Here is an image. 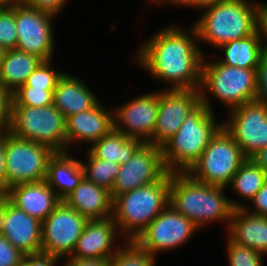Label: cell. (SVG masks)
<instances>
[{
    "instance_id": "obj_45",
    "label": "cell",
    "mask_w": 267,
    "mask_h": 266,
    "mask_svg": "<svg viewBox=\"0 0 267 266\" xmlns=\"http://www.w3.org/2000/svg\"><path fill=\"white\" fill-rule=\"evenodd\" d=\"M11 204L10 199L4 193H0V233L3 230V224Z\"/></svg>"
},
{
    "instance_id": "obj_33",
    "label": "cell",
    "mask_w": 267,
    "mask_h": 266,
    "mask_svg": "<svg viewBox=\"0 0 267 266\" xmlns=\"http://www.w3.org/2000/svg\"><path fill=\"white\" fill-rule=\"evenodd\" d=\"M54 90L19 87L12 93L11 106L46 107L53 104Z\"/></svg>"
},
{
    "instance_id": "obj_18",
    "label": "cell",
    "mask_w": 267,
    "mask_h": 266,
    "mask_svg": "<svg viewBox=\"0 0 267 266\" xmlns=\"http://www.w3.org/2000/svg\"><path fill=\"white\" fill-rule=\"evenodd\" d=\"M123 241L125 240L112 217L88 220L73 253L67 258L110 260Z\"/></svg>"
},
{
    "instance_id": "obj_9",
    "label": "cell",
    "mask_w": 267,
    "mask_h": 266,
    "mask_svg": "<svg viewBox=\"0 0 267 266\" xmlns=\"http://www.w3.org/2000/svg\"><path fill=\"white\" fill-rule=\"evenodd\" d=\"M55 153L47 146L5 132L6 191L14 185L45 180Z\"/></svg>"
},
{
    "instance_id": "obj_11",
    "label": "cell",
    "mask_w": 267,
    "mask_h": 266,
    "mask_svg": "<svg viewBox=\"0 0 267 266\" xmlns=\"http://www.w3.org/2000/svg\"><path fill=\"white\" fill-rule=\"evenodd\" d=\"M200 229L171 205L165 208L136 241L152 256L159 259V254L174 252L188 245Z\"/></svg>"
},
{
    "instance_id": "obj_22",
    "label": "cell",
    "mask_w": 267,
    "mask_h": 266,
    "mask_svg": "<svg viewBox=\"0 0 267 266\" xmlns=\"http://www.w3.org/2000/svg\"><path fill=\"white\" fill-rule=\"evenodd\" d=\"M62 201L88 220L112 217L113 199L111 192L92 183L85 177Z\"/></svg>"
},
{
    "instance_id": "obj_8",
    "label": "cell",
    "mask_w": 267,
    "mask_h": 266,
    "mask_svg": "<svg viewBox=\"0 0 267 266\" xmlns=\"http://www.w3.org/2000/svg\"><path fill=\"white\" fill-rule=\"evenodd\" d=\"M246 159L240 146L223 126L187 173L198 182L227 188Z\"/></svg>"
},
{
    "instance_id": "obj_12",
    "label": "cell",
    "mask_w": 267,
    "mask_h": 266,
    "mask_svg": "<svg viewBox=\"0 0 267 266\" xmlns=\"http://www.w3.org/2000/svg\"><path fill=\"white\" fill-rule=\"evenodd\" d=\"M136 96L120 105H113L114 129L129 138L154 144V130L159 108V89Z\"/></svg>"
},
{
    "instance_id": "obj_37",
    "label": "cell",
    "mask_w": 267,
    "mask_h": 266,
    "mask_svg": "<svg viewBox=\"0 0 267 266\" xmlns=\"http://www.w3.org/2000/svg\"><path fill=\"white\" fill-rule=\"evenodd\" d=\"M12 93L0 83V133L9 131Z\"/></svg>"
},
{
    "instance_id": "obj_36",
    "label": "cell",
    "mask_w": 267,
    "mask_h": 266,
    "mask_svg": "<svg viewBox=\"0 0 267 266\" xmlns=\"http://www.w3.org/2000/svg\"><path fill=\"white\" fill-rule=\"evenodd\" d=\"M23 257L24 254L0 233V266H16Z\"/></svg>"
},
{
    "instance_id": "obj_17",
    "label": "cell",
    "mask_w": 267,
    "mask_h": 266,
    "mask_svg": "<svg viewBox=\"0 0 267 266\" xmlns=\"http://www.w3.org/2000/svg\"><path fill=\"white\" fill-rule=\"evenodd\" d=\"M102 102L103 100L99 101L92 109L66 118L67 152L74 149L77 154V150L81 151V144L83 148L86 144L88 149V146L90 147L114 128L113 108L108 105L106 107Z\"/></svg>"
},
{
    "instance_id": "obj_29",
    "label": "cell",
    "mask_w": 267,
    "mask_h": 266,
    "mask_svg": "<svg viewBox=\"0 0 267 266\" xmlns=\"http://www.w3.org/2000/svg\"><path fill=\"white\" fill-rule=\"evenodd\" d=\"M85 150V156L80 159L84 177L92 183L111 191L121 165L98 159L88 149Z\"/></svg>"
},
{
    "instance_id": "obj_15",
    "label": "cell",
    "mask_w": 267,
    "mask_h": 266,
    "mask_svg": "<svg viewBox=\"0 0 267 266\" xmlns=\"http://www.w3.org/2000/svg\"><path fill=\"white\" fill-rule=\"evenodd\" d=\"M167 172L160 146L143 143L135 154L120 166L111 197L157 182Z\"/></svg>"
},
{
    "instance_id": "obj_7",
    "label": "cell",
    "mask_w": 267,
    "mask_h": 266,
    "mask_svg": "<svg viewBox=\"0 0 267 266\" xmlns=\"http://www.w3.org/2000/svg\"><path fill=\"white\" fill-rule=\"evenodd\" d=\"M8 132L19 139L47 146L56 153L67 152L66 118L53 104L11 106Z\"/></svg>"
},
{
    "instance_id": "obj_31",
    "label": "cell",
    "mask_w": 267,
    "mask_h": 266,
    "mask_svg": "<svg viewBox=\"0 0 267 266\" xmlns=\"http://www.w3.org/2000/svg\"><path fill=\"white\" fill-rule=\"evenodd\" d=\"M55 59L42 61L29 75L24 85L20 87H34L43 90H55L59 79L66 70L54 66Z\"/></svg>"
},
{
    "instance_id": "obj_28",
    "label": "cell",
    "mask_w": 267,
    "mask_h": 266,
    "mask_svg": "<svg viewBox=\"0 0 267 266\" xmlns=\"http://www.w3.org/2000/svg\"><path fill=\"white\" fill-rule=\"evenodd\" d=\"M142 144L141 140L129 138L113 128L107 135L88 147V150L98 159L122 165Z\"/></svg>"
},
{
    "instance_id": "obj_48",
    "label": "cell",
    "mask_w": 267,
    "mask_h": 266,
    "mask_svg": "<svg viewBox=\"0 0 267 266\" xmlns=\"http://www.w3.org/2000/svg\"><path fill=\"white\" fill-rule=\"evenodd\" d=\"M19 0H0V7H6L10 6L15 2H18Z\"/></svg>"
},
{
    "instance_id": "obj_1",
    "label": "cell",
    "mask_w": 267,
    "mask_h": 266,
    "mask_svg": "<svg viewBox=\"0 0 267 266\" xmlns=\"http://www.w3.org/2000/svg\"><path fill=\"white\" fill-rule=\"evenodd\" d=\"M144 40L134 52L133 64L155 83L161 82V90L200 89L204 54L191 23L167 24Z\"/></svg>"
},
{
    "instance_id": "obj_21",
    "label": "cell",
    "mask_w": 267,
    "mask_h": 266,
    "mask_svg": "<svg viewBox=\"0 0 267 266\" xmlns=\"http://www.w3.org/2000/svg\"><path fill=\"white\" fill-rule=\"evenodd\" d=\"M80 75L67 70L59 79L53 92V105L68 118L76 113L92 109L100 100Z\"/></svg>"
},
{
    "instance_id": "obj_23",
    "label": "cell",
    "mask_w": 267,
    "mask_h": 266,
    "mask_svg": "<svg viewBox=\"0 0 267 266\" xmlns=\"http://www.w3.org/2000/svg\"><path fill=\"white\" fill-rule=\"evenodd\" d=\"M224 235L238 245L267 256V217L250 214L245 209H234Z\"/></svg>"
},
{
    "instance_id": "obj_49",
    "label": "cell",
    "mask_w": 267,
    "mask_h": 266,
    "mask_svg": "<svg viewBox=\"0 0 267 266\" xmlns=\"http://www.w3.org/2000/svg\"><path fill=\"white\" fill-rule=\"evenodd\" d=\"M16 266H29V255H24L22 260Z\"/></svg>"
},
{
    "instance_id": "obj_3",
    "label": "cell",
    "mask_w": 267,
    "mask_h": 266,
    "mask_svg": "<svg viewBox=\"0 0 267 266\" xmlns=\"http://www.w3.org/2000/svg\"><path fill=\"white\" fill-rule=\"evenodd\" d=\"M227 188L194 180L188 173H171L170 205L202 232L211 224L228 230L233 208Z\"/></svg>"
},
{
    "instance_id": "obj_13",
    "label": "cell",
    "mask_w": 267,
    "mask_h": 266,
    "mask_svg": "<svg viewBox=\"0 0 267 266\" xmlns=\"http://www.w3.org/2000/svg\"><path fill=\"white\" fill-rule=\"evenodd\" d=\"M88 219L63 201L42 221L41 252L61 261L73 253Z\"/></svg>"
},
{
    "instance_id": "obj_44",
    "label": "cell",
    "mask_w": 267,
    "mask_h": 266,
    "mask_svg": "<svg viewBox=\"0 0 267 266\" xmlns=\"http://www.w3.org/2000/svg\"><path fill=\"white\" fill-rule=\"evenodd\" d=\"M4 153H5V133H0V193L6 192Z\"/></svg>"
},
{
    "instance_id": "obj_34",
    "label": "cell",
    "mask_w": 267,
    "mask_h": 266,
    "mask_svg": "<svg viewBox=\"0 0 267 266\" xmlns=\"http://www.w3.org/2000/svg\"><path fill=\"white\" fill-rule=\"evenodd\" d=\"M17 29L15 21V3L0 7V47L5 50L16 49Z\"/></svg>"
},
{
    "instance_id": "obj_35",
    "label": "cell",
    "mask_w": 267,
    "mask_h": 266,
    "mask_svg": "<svg viewBox=\"0 0 267 266\" xmlns=\"http://www.w3.org/2000/svg\"><path fill=\"white\" fill-rule=\"evenodd\" d=\"M256 101L267 105V52H265L256 68Z\"/></svg>"
},
{
    "instance_id": "obj_16",
    "label": "cell",
    "mask_w": 267,
    "mask_h": 266,
    "mask_svg": "<svg viewBox=\"0 0 267 266\" xmlns=\"http://www.w3.org/2000/svg\"><path fill=\"white\" fill-rule=\"evenodd\" d=\"M201 103L199 89L161 90L154 130V145L162 146L180 128L185 118Z\"/></svg>"
},
{
    "instance_id": "obj_50",
    "label": "cell",
    "mask_w": 267,
    "mask_h": 266,
    "mask_svg": "<svg viewBox=\"0 0 267 266\" xmlns=\"http://www.w3.org/2000/svg\"><path fill=\"white\" fill-rule=\"evenodd\" d=\"M5 52H6V50L4 48L0 47V66H1V62L3 61Z\"/></svg>"
},
{
    "instance_id": "obj_41",
    "label": "cell",
    "mask_w": 267,
    "mask_h": 266,
    "mask_svg": "<svg viewBox=\"0 0 267 266\" xmlns=\"http://www.w3.org/2000/svg\"><path fill=\"white\" fill-rule=\"evenodd\" d=\"M62 266H109V260L101 258H66L62 261Z\"/></svg>"
},
{
    "instance_id": "obj_24",
    "label": "cell",
    "mask_w": 267,
    "mask_h": 266,
    "mask_svg": "<svg viewBox=\"0 0 267 266\" xmlns=\"http://www.w3.org/2000/svg\"><path fill=\"white\" fill-rule=\"evenodd\" d=\"M72 152L75 153H55L48 163L45 181L61 200L68 196L84 177L80 158L76 154L72 155Z\"/></svg>"
},
{
    "instance_id": "obj_30",
    "label": "cell",
    "mask_w": 267,
    "mask_h": 266,
    "mask_svg": "<svg viewBox=\"0 0 267 266\" xmlns=\"http://www.w3.org/2000/svg\"><path fill=\"white\" fill-rule=\"evenodd\" d=\"M157 260L136 240H125L109 260V266H156Z\"/></svg>"
},
{
    "instance_id": "obj_2",
    "label": "cell",
    "mask_w": 267,
    "mask_h": 266,
    "mask_svg": "<svg viewBox=\"0 0 267 266\" xmlns=\"http://www.w3.org/2000/svg\"><path fill=\"white\" fill-rule=\"evenodd\" d=\"M261 1L226 0L199 11V17L192 25L196 29L203 54L209 52L211 55L212 50L215 51L225 43L252 35L258 29ZM207 46H211V51L204 49Z\"/></svg>"
},
{
    "instance_id": "obj_10",
    "label": "cell",
    "mask_w": 267,
    "mask_h": 266,
    "mask_svg": "<svg viewBox=\"0 0 267 266\" xmlns=\"http://www.w3.org/2000/svg\"><path fill=\"white\" fill-rule=\"evenodd\" d=\"M58 15L46 10L32 8L15 2L17 29L16 49L48 61L55 58L57 47L54 25ZM55 20V21H54ZM56 49V50H55Z\"/></svg>"
},
{
    "instance_id": "obj_4",
    "label": "cell",
    "mask_w": 267,
    "mask_h": 266,
    "mask_svg": "<svg viewBox=\"0 0 267 266\" xmlns=\"http://www.w3.org/2000/svg\"><path fill=\"white\" fill-rule=\"evenodd\" d=\"M217 116L203 103L188 114L179 130L161 146L167 172L187 173L192 168L223 127V118L221 121Z\"/></svg>"
},
{
    "instance_id": "obj_42",
    "label": "cell",
    "mask_w": 267,
    "mask_h": 266,
    "mask_svg": "<svg viewBox=\"0 0 267 266\" xmlns=\"http://www.w3.org/2000/svg\"><path fill=\"white\" fill-rule=\"evenodd\" d=\"M62 261L59 258L46 253L29 255V266H59Z\"/></svg>"
},
{
    "instance_id": "obj_6",
    "label": "cell",
    "mask_w": 267,
    "mask_h": 266,
    "mask_svg": "<svg viewBox=\"0 0 267 266\" xmlns=\"http://www.w3.org/2000/svg\"><path fill=\"white\" fill-rule=\"evenodd\" d=\"M171 173L157 182L122 193L113 199L112 218L124 240L138 236L170 205Z\"/></svg>"
},
{
    "instance_id": "obj_19",
    "label": "cell",
    "mask_w": 267,
    "mask_h": 266,
    "mask_svg": "<svg viewBox=\"0 0 267 266\" xmlns=\"http://www.w3.org/2000/svg\"><path fill=\"white\" fill-rule=\"evenodd\" d=\"M16 208L44 221L62 201L45 180L10 187L4 193Z\"/></svg>"
},
{
    "instance_id": "obj_25",
    "label": "cell",
    "mask_w": 267,
    "mask_h": 266,
    "mask_svg": "<svg viewBox=\"0 0 267 266\" xmlns=\"http://www.w3.org/2000/svg\"><path fill=\"white\" fill-rule=\"evenodd\" d=\"M264 53L261 34L257 29L252 35L223 44L211 54L227 66L256 69Z\"/></svg>"
},
{
    "instance_id": "obj_40",
    "label": "cell",
    "mask_w": 267,
    "mask_h": 266,
    "mask_svg": "<svg viewBox=\"0 0 267 266\" xmlns=\"http://www.w3.org/2000/svg\"><path fill=\"white\" fill-rule=\"evenodd\" d=\"M226 0H175L174 4L171 6L173 9L176 7L178 10L182 9H195L196 12L201 11L202 9L218 4ZM180 8V9H179Z\"/></svg>"
},
{
    "instance_id": "obj_38",
    "label": "cell",
    "mask_w": 267,
    "mask_h": 266,
    "mask_svg": "<svg viewBox=\"0 0 267 266\" xmlns=\"http://www.w3.org/2000/svg\"><path fill=\"white\" fill-rule=\"evenodd\" d=\"M23 5L46 10L57 15L63 14L70 0H19ZM62 13V14H61Z\"/></svg>"
},
{
    "instance_id": "obj_14",
    "label": "cell",
    "mask_w": 267,
    "mask_h": 266,
    "mask_svg": "<svg viewBox=\"0 0 267 266\" xmlns=\"http://www.w3.org/2000/svg\"><path fill=\"white\" fill-rule=\"evenodd\" d=\"M224 116V128L233 136L246 158H251L267 146L266 104L252 101L229 110Z\"/></svg>"
},
{
    "instance_id": "obj_20",
    "label": "cell",
    "mask_w": 267,
    "mask_h": 266,
    "mask_svg": "<svg viewBox=\"0 0 267 266\" xmlns=\"http://www.w3.org/2000/svg\"><path fill=\"white\" fill-rule=\"evenodd\" d=\"M42 222L10 205L1 234L24 255L41 253Z\"/></svg>"
},
{
    "instance_id": "obj_47",
    "label": "cell",
    "mask_w": 267,
    "mask_h": 266,
    "mask_svg": "<svg viewBox=\"0 0 267 266\" xmlns=\"http://www.w3.org/2000/svg\"><path fill=\"white\" fill-rule=\"evenodd\" d=\"M145 1V2H144ZM142 4H144V6H147L146 9L148 7H151V5L153 6L155 4V7L156 5H162V6H167L170 7L174 4L175 0H144Z\"/></svg>"
},
{
    "instance_id": "obj_27",
    "label": "cell",
    "mask_w": 267,
    "mask_h": 266,
    "mask_svg": "<svg viewBox=\"0 0 267 266\" xmlns=\"http://www.w3.org/2000/svg\"><path fill=\"white\" fill-rule=\"evenodd\" d=\"M42 61L18 49L6 50L0 66V83L11 93L15 92Z\"/></svg>"
},
{
    "instance_id": "obj_39",
    "label": "cell",
    "mask_w": 267,
    "mask_h": 266,
    "mask_svg": "<svg viewBox=\"0 0 267 266\" xmlns=\"http://www.w3.org/2000/svg\"><path fill=\"white\" fill-rule=\"evenodd\" d=\"M244 209L250 214L267 217V180Z\"/></svg>"
},
{
    "instance_id": "obj_5",
    "label": "cell",
    "mask_w": 267,
    "mask_h": 266,
    "mask_svg": "<svg viewBox=\"0 0 267 266\" xmlns=\"http://www.w3.org/2000/svg\"><path fill=\"white\" fill-rule=\"evenodd\" d=\"M199 91L201 103L211 111L216 112L217 106L214 105L219 101V105H223L227 113L235 107L256 101V69L227 66L213 55L206 54L202 63Z\"/></svg>"
},
{
    "instance_id": "obj_43",
    "label": "cell",
    "mask_w": 267,
    "mask_h": 266,
    "mask_svg": "<svg viewBox=\"0 0 267 266\" xmlns=\"http://www.w3.org/2000/svg\"><path fill=\"white\" fill-rule=\"evenodd\" d=\"M258 29L261 34L262 43L267 52V2L261 1L258 12Z\"/></svg>"
},
{
    "instance_id": "obj_32",
    "label": "cell",
    "mask_w": 267,
    "mask_h": 266,
    "mask_svg": "<svg viewBox=\"0 0 267 266\" xmlns=\"http://www.w3.org/2000/svg\"><path fill=\"white\" fill-rule=\"evenodd\" d=\"M226 264L228 266H265V257L256 250L234 243L228 236L225 239Z\"/></svg>"
},
{
    "instance_id": "obj_26",
    "label": "cell",
    "mask_w": 267,
    "mask_h": 266,
    "mask_svg": "<svg viewBox=\"0 0 267 266\" xmlns=\"http://www.w3.org/2000/svg\"><path fill=\"white\" fill-rule=\"evenodd\" d=\"M266 180L267 174L251 158H247L234 174L230 185L227 187V190L232 195L234 194L235 197L231 198L229 194L232 208L244 209L261 189Z\"/></svg>"
},
{
    "instance_id": "obj_46",
    "label": "cell",
    "mask_w": 267,
    "mask_h": 266,
    "mask_svg": "<svg viewBox=\"0 0 267 266\" xmlns=\"http://www.w3.org/2000/svg\"><path fill=\"white\" fill-rule=\"evenodd\" d=\"M259 168H261L267 174V146L259 150L251 157Z\"/></svg>"
}]
</instances>
